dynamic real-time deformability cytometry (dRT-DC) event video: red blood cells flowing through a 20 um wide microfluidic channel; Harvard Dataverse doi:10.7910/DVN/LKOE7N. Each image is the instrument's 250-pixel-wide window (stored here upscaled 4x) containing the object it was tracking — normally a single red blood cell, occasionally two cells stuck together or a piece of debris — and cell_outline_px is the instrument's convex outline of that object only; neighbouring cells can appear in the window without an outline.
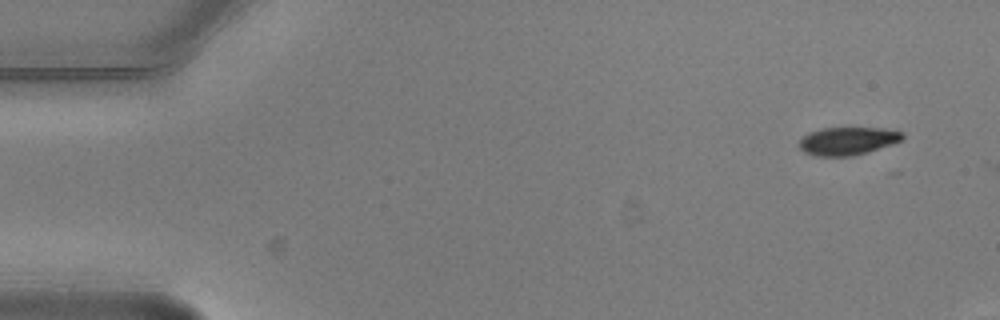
{"species": "common noctule bat (a hibernating species)", "species_latin": "Nyctalus noctula", "temperature_condition": "warm", "stored_images_in_passage": 3, "camera_frame_rate_fps": 3000, "um_per_image_px": 0.085, "animal": {"sex": "male", "body_mass_g": 20.5, "forearm_length_mm": 52.5}, "frame": {"image": 1, "passage_image": 1, "time_ms": 0.0, "image_size_px": [1000, 320], "cell_outline_px": [[904, 136], [900, 140], [892, 144], [852, 156], [816, 156], [804, 152], [800, 148], [800, 140], [808, 132], [820, 128], [884, 128], [904, 132]], "centroid_in_image_um": [72.04, 11.97], "position_along_channel_um": 13.0, "area_um2": 16.7}}